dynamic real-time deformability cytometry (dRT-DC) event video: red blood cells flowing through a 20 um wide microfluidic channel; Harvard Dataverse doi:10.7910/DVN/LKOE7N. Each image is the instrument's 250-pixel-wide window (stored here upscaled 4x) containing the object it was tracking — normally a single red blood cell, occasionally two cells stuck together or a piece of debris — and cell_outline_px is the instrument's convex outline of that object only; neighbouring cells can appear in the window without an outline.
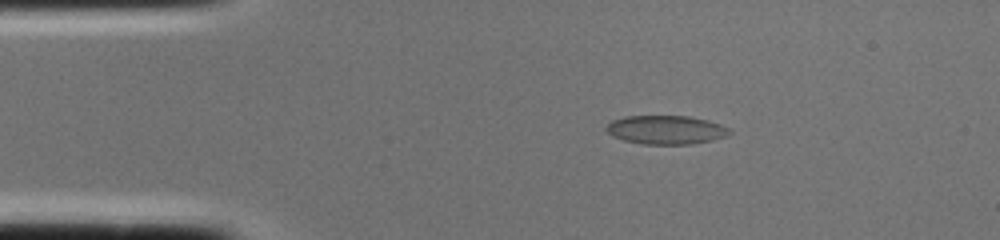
{"species": "common noctule bat (a hibernating species)", "species_latin": "Nyctalus noctula", "temperature_condition": "cold", "stored_images_in_passage": 1, "camera_frame_rate_fps": 3000, "um_per_image_px": 0.085, "animal": {"sex": "female", "body_mass_g": 22.0, "forearm_length_mm": 56.7}, "frame": {"image": 1, "passage_image": 1, "time_ms": 0.0, "image_size_px": [1000, 240], "cell_outline_px": [[732, 132], [724, 136], [712, 140], [692, 144], [640, 144], [624, 140], [612, 136], [604, 128], [612, 120], [624, 116], [692, 116], [708, 120], [720, 124], [728, 128]], "centroid_in_image_um": [56.58, 11.03], "position_along_channel_um": 28.4, "area_um2": 20.69}}